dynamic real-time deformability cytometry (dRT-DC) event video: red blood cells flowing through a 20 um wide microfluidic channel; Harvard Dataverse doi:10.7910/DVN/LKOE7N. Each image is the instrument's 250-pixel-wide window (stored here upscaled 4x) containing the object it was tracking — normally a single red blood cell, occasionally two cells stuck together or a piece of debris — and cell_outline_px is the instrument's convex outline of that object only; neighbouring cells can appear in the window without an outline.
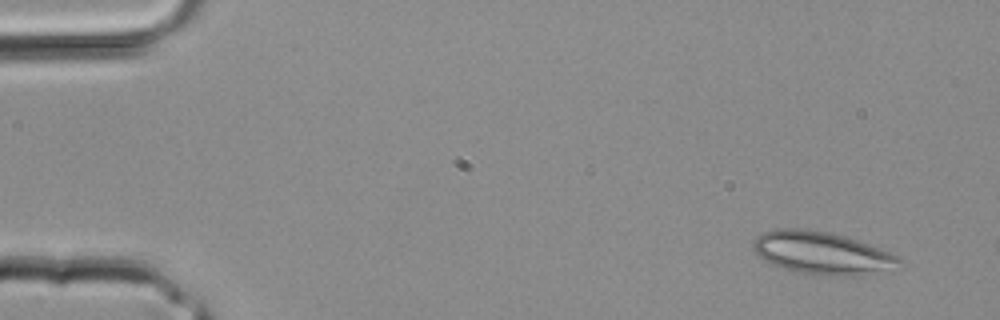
{"species": "common noctule bat (a hibernating species)", "species_latin": "Nyctalus noctula", "temperature_condition": "room temperature", "stored_images_in_passage": 3, "camera_frame_rate_fps": 3000, "um_per_image_px": 0.085, "animal": {"sex": "male", "body_mass_g": 20.4}, "frame": {"image": 1, "passage_image": 1, "time_ms": 0.0, "image_size_px": [1000, 320], "cell_outline_px": [[904, 260], [868, 272], [852, 276], [836, 276], [800, 272], [784, 268], [772, 264], [760, 256], [752, 248], [752, 240], [756, 236], [764, 232], [776, 228], [800, 228], [828, 232], [844, 236], [892, 252], [900, 256]], "centroid_in_image_um": [69.75, 21.46], "position_along_channel_um": 15.3, "area_um2": 35.2}}